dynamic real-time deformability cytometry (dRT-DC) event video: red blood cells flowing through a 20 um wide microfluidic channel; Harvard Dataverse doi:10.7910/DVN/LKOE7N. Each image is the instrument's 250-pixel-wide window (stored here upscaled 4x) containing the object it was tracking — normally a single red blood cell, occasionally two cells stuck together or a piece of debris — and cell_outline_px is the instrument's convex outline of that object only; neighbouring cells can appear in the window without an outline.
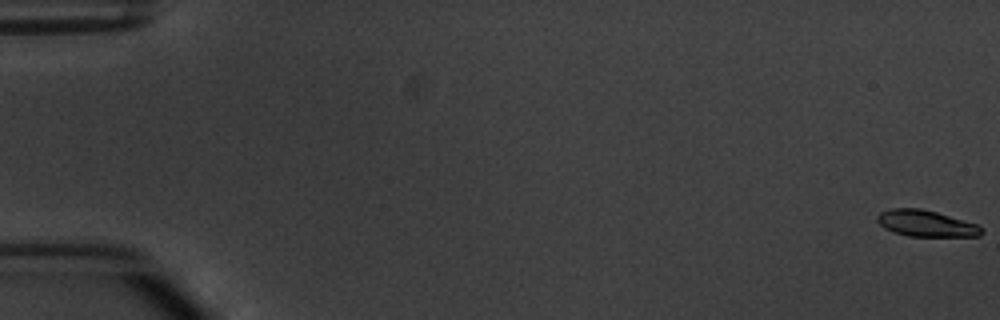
{"species": "common noctule bat (a hibernating species)", "species_latin": "Nyctalus noctula", "temperature_condition": "warm", "stored_images_in_passage": 5, "camera_frame_rate_fps": 3000, "um_per_image_px": 0.085, "animal": {"sex": "male", "body_mass_g": 20.1, "forearm_length_mm": 53.5}, "frame": {"image": 1, "passage_image": 1, "time_ms": 0.0, "image_size_px": [1000, 320], "cell_outline_px": [[984, 232], [980, 236], [908, 236], [892, 232], [884, 228], [876, 220], [876, 216], [880, 212], [892, 208], [920, 208], [936, 212], [976, 224], [984, 228]], "centroid_in_image_um": [78.69, 19.0], "position_along_channel_um": 6.3, "area_um2": 16.01}}
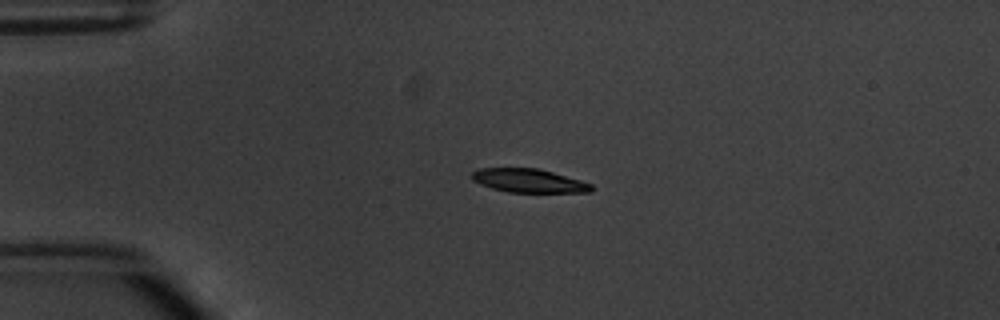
{"frame": {"image": 2, "passage_image": 4, "time_ms": 4.333, "image_size_px": [1000, 320], "cell_outline_px": [[592, 192], [508, 192], [492, 188], [480, 184], [472, 180], [468, 176], [472, 172], [480, 168], [536, 168], [552, 172], [580, 180], [592, 184]], "centroid_in_image_um": [44.89, 15.35], "position_along_channel_um": 40.1, "area_um2": 16.42}}